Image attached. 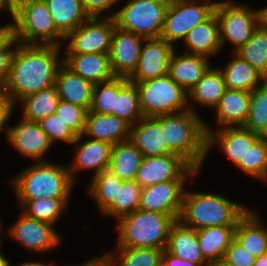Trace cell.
Returning <instances> with one entry per match:
<instances>
[{"mask_svg": "<svg viewBox=\"0 0 267 266\" xmlns=\"http://www.w3.org/2000/svg\"><path fill=\"white\" fill-rule=\"evenodd\" d=\"M59 46L18 43L11 70L1 90L14 103L18 99L55 85Z\"/></svg>", "mask_w": 267, "mask_h": 266, "instance_id": "1", "label": "cell"}, {"mask_svg": "<svg viewBox=\"0 0 267 266\" xmlns=\"http://www.w3.org/2000/svg\"><path fill=\"white\" fill-rule=\"evenodd\" d=\"M204 125L191 109L164 115V136L169 150L181 156L197 171L207 154Z\"/></svg>", "mask_w": 267, "mask_h": 266, "instance_id": "2", "label": "cell"}, {"mask_svg": "<svg viewBox=\"0 0 267 266\" xmlns=\"http://www.w3.org/2000/svg\"><path fill=\"white\" fill-rule=\"evenodd\" d=\"M247 211L244 206L221 195L185 192L178 220L195 230L211 226H236Z\"/></svg>", "mask_w": 267, "mask_h": 266, "instance_id": "3", "label": "cell"}, {"mask_svg": "<svg viewBox=\"0 0 267 266\" xmlns=\"http://www.w3.org/2000/svg\"><path fill=\"white\" fill-rule=\"evenodd\" d=\"M19 201L69 198L74 181L68 167L37 161L11 181Z\"/></svg>", "mask_w": 267, "mask_h": 266, "instance_id": "4", "label": "cell"}, {"mask_svg": "<svg viewBox=\"0 0 267 266\" xmlns=\"http://www.w3.org/2000/svg\"><path fill=\"white\" fill-rule=\"evenodd\" d=\"M175 220L167 214L137 209L118 222V247L166 249Z\"/></svg>", "mask_w": 267, "mask_h": 266, "instance_id": "5", "label": "cell"}, {"mask_svg": "<svg viewBox=\"0 0 267 266\" xmlns=\"http://www.w3.org/2000/svg\"><path fill=\"white\" fill-rule=\"evenodd\" d=\"M12 35L22 44L55 45L56 39L65 36L56 28L50 10L44 0H33L21 5L11 24Z\"/></svg>", "mask_w": 267, "mask_h": 266, "instance_id": "6", "label": "cell"}, {"mask_svg": "<svg viewBox=\"0 0 267 266\" xmlns=\"http://www.w3.org/2000/svg\"><path fill=\"white\" fill-rule=\"evenodd\" d=\"M135 84L139 92L143 117L175 114L187 109L193 110L192 107L186 106L188 92L168 74Z\"/></svg>", "mask_w": 267, "mask_h": 266, "instance_id": "7", "label": "cell"}, {"mask_svg": "<svg viewBox=\"0 0 267 266\" xmlns=\"http://www.w3.org/2000/svg\"><path fill=\"white\" fill-rule=\"evenodd\" d=\"M169 3V0H130L111 17L119 29L145 39L159 38Z\"/></svg>", "mask_w": 267, "mask_h": 266, "instance_id": "8", "label": "cell"}, {"mask_svg": "<svg viewBox=\"0 0 267 266\" xmlns=\"http://www.w3.org/2000/svg\"><path fill=\"white\" fill-rule=\"evenodd\" d=\"M242 5H234L231 1L216 3L214 12L218 20L221 47L227 39L235 45V51L238 50L262 23V9L254 12Z\"/></svg>", "mask_w": 267, "mask_h": 266, "instance_id": "9", "label": "cell"}, {"mask_svg": "<svg viewBox=\"0 0 267 266\" xmlns=\"http://www.w3.org/2000/svg\"><path fill=\"white\" fill-rule=\"evenodd\" d=\"M209 1L206 0L202 5H196V0L170 1L160 37L172 45L179 39H185L193 27L203 23L214 13L216 3Z\"/></svg>", "mask_w": 267, "mask_h": 266, "instance_id": "10", "label": "cell"}, {"mask_svg": "<svg viewBox=\"0 0 267 266\" xmlns=\"http://www.w3.org/2000/svg\"><path fill=\"white\" fill-rule=\"evenodd\" d=\"M86 22V23H85ZM116 23L113 17H90L65 38H70L66 53L109 54Z\"/></svg>", "mask_w": 267, "mask_h": 266, "instance_id": "11", "label": "cell"}, {"mask_svg": "<svg viewBox=\"0 0 267 266\" xmlns=\"http://www.w3.org/2000/svg\"><path fill=\"white\" fill-rule=\"evenodd\" d=\"M197 170L177 154L143 157L135 181L141 188L170 180H186Z\"/></svg>", "mask_w": 267, "mask_h": 266, "instance_id": "12", "label": "cell"}, {"mask_svg": "<svg viewBox=\"0 0 267 266\" xmlns=\"http://www.w3.org/2000/svg\"><path fill=\"white\" fill-rule=\"evenodd\" d=\"M185 180H170L141 188L138 209L170 215L175 221L179 219Z\"/></svg>", "mask_w": 267, "mask_h": 266, "instance_id": "13", "label": "cell"}, {"mask_svg": "<svg viewBox=\"0 0 267 266\" xmlns=\"http://www.w3.org/2000/svg\"><path fill=\"white\" fill-rule=\"evenodd\" d=\"M144 42L147 44L141 47L137 67L128 78L132 83L168 74V64L174 52L173 45L161 37L145 39Z\"/></svg>", "mask_w": 267, "mask_h": 266, "instance_id": "14", "label": "cell"}, {"mask_svg": "<svg viewBox=\"0 0 267 266\" xmlns=\"http://www.w3.org/2000/svg\"><path fill=\"white\" fill-rule=\"evenodd\" d=\"M144 40V37L133 32L115 28L109 52L110 65L115 77L128 79L133 74L140 56L141 42Z\"/></svg>", "mask_w": 267, "mask_h": 266, "instance_id": "15", "label": "cell"}, {"mask_svg": "<svg viewBox=\"0 0 267 266\" xmlns=\"http://www.w3.org/2000/svg\"><path fill=\"white\" fill-rule=\"evenodd\" d=\"M27 248L37 252H46L60 243L61 236L53 229V225L39 221L21 213L20 219L8 231Z\"/></svg>", "mask_w": 267, "mask_h": 266, "instance_id": "16", "label": "cell"}, {"mask_svg": "<svg viewBox=\"0 0 267 266\" xmlns=\"http://www.w3.org/2000/svg\"><path fill=\"white\" fill-rule=\"evenodd\" d=\"M136 124L131 125L129 140L143 157L173 154L165 143L164 115L143 117Z\"/></svg>", "mask_w": 267, "mask_h": 266, "instance_id": "17", "label": "cell"}, {"mask_svg": "<svg viewBox=\"0 0 267 266\" xmlns=\"http://www.w3.org/2000/svg\"><path fill=\"white\" fill-rule=\"evenodd\" d=\"M6 130L8 140L17 151L29 158L37 159L38 162L46 161L42 157L52 143L39 123L22 119L17 126Z\"/></svg>", "mask_w": 267, "mask_h": 266, "instance_id": "18", "label": "cell"}, {"mask_svg": "<svg viewBox=\"0 0 267 266\" xmlns=\"http://www.w3.org/2000/svg\"><path fill=\"white\" fill-rule=\"evenodd\" d=\"M204 126L207 134V153L211 146L218 141L222 151L235 165L238 162H244V156L248 148L260 137V135L242 126L224 127L216 134L212 133L213 130H210L207 125Z\"/></svg>", "mask_w": 267, "mask_h": 266, "instance_id": "19", "label": "cell"}, {"mask_svg": "<svg viewBox=\"0 0 267 266\" xmlns=\"http://www.w3.org/2000/svg\"><path fill=\"white\" fill-rule=\"evenodd\" d=\"M55 86L60 100L89 111L92 103L93 83L83 79L62 63L57 70Z\"/></svg>", "mask_w": 267, "mask_h": 266, "instance_id": "20", "label": "cell"}, {"mask_svg": "<svg viewBox=\"0 0 267 266\" xmlns=\"http://www.w3.org/2000/svg\"><path fill=\"white\" fill-rule=\"evenodd\" d=\"M63 63L74 73L93 84L106 82L115 76L110 65L109 54L65 53Z\"/></svg>", "mask_w": 267, "mask_h": 266, "instance_id": "21", "label": "cell"}, {"mask_svg": "<svg viewBox=\"0 0 267 266\" xmlns=\"http://www.w3.org/2000/svg\"><path fill=\"white\" fill-rule=\"evenodd\" d=\"M131 125L125 120L111 114H100L88 111L82 135L92 136L94 140H102L112 145L130 139Z\"/></svg>", "mask_w": 267, "mask_h": 266, "instance_id": "22", "label": "cell"}, {"mask_svg": "<svg viewBox=\"0 0 267 266\" xmlns=\"http://www.w3.org/2000/svg\"><path fill=\"white\" fill-rule=\"evenodd\" d=\"M166 250L185 261L200 266H211L203 257L197 239V230L183 225L176 220L170 227Z\"/></svg>", "mask_w": 267, "mask_h": 266, "instance_id": "23", "label": "cell"}, {"mask_svg": "<svg viewBox=\"0 0 267 266\" xmlns=\"http://www.w3.org/2000/svg\"><path fill=\"white\" fill-rule=\"evenodd\" d=\"M209 68L208 59L203 56L187 52L178 56L173 52L168 64V75L189 92Z\"/></svg>", "mask_w": 267, "mask_h": 266, "instance_id": "24", "label": "cell"}, {"mask_svg": "<svg viewBox=\"0 0 267 266\" xmlns=\"http://www.w3.org/2000/svg\"><path fill=\"white\" fill-rule=\"evenodd\" d=\"M186 52L209 58L220 50L219 26L214 12L207 20L193 27L184 39ZM211 54V55H210Z\"/></svg>", "mask_w": 267, "mask_h": 266, "instance_id": "25", "label": "cell"}, {"mask_svg": "<svg viewBox=\"0 0 267 266\" xmlns=\"http://www.w3.org/2000/svg\"><path fill=\"white\" fill-rule=\"evenodd\" d=\"M112 144L102 140L90 139L82 142L76 152L73 168L68 167L70 176L74 182L73 170L94 169V176L107 170L110 164Z\"/></svg>", "mask_w": 267, "mask_h": 266, "instance_id": "26", "label": "cell"}, {"mask_svg": "<svg viewBox=\"0 0 267 266\" xmlns=\"http://www.w3.org/2000/svg\"><path fill=\"white\" fill-rule=\"evenodd\" d=\"M250 92L226 89L216 108L217 122L223 127L243 126L248 117Z\"/></svg>", "mask_w": 267, "mask_h": 266, "instance_id": "27", "label": "cell"}, {"mask_svg": "<svg viewBox=\"0 0 267 266\" xmlns=\"http://www.w3.org/2000/svg\"><path fill=\"white\" fill-rule=\"evenodd\" d=\"M235 227L211 226L197 230L199 247L210 265L222 262L226 249L234 239Z\"/></svg>", "mask_w": 267, "mask_h": 266, "instance_id": "28", "label": "cell"}, {"mask_svg": "<svg viewBox=\"0 0 267 266\" xmlns=\"http://www.w3.org/2000/svg\"><path fill=\"white\" fill-rule=\"evenodd\" d=\"M258 217L247 211L237 222L234 239L255 258L267 253V230L261 227Z\"/></svg>", "mask_w": 267, "mask_h": 266, "instance_id": "29", "label": "cell"}, {"mask_svg": "<svg viewBox=\"0 0 267 266\" xmlns=\"http://www.w3.org/2000/svg\"><path fill=\"white\" fill-rule=\"evenodd\" d=\"M143 156L130 141H121L112 145L108 170L123 181H133Z\"/></svg>", "mask_w": 267, "mask_h": 266, "instance_id": "30", "label": "cell"}, {"mask_svg": "<svg viewBox=\"0 0 267 266\" xmlns=\"http://www.w3.org/2000/svg\"><path fill=\"white\" fill-rule=\"evenodd\" d=\"M56 28L66 37L90 16L81 0H44Z\"/></svg>", "mask_w": 267, "mask_h": 266, "instance_id": "31", "label": "cell"}, {"mask_svg": "<svg viewBox=\"0 0 267 266\" xmlns=\"http://www.w3.org/2000/svg\"><path fill=\"white\" fill-rule=\"evenodd\" d=\"M234 56L222 72L226 89L252 92L258 87L259 81L264 82L266 78L236 53Z\"/></svg>", "mask_w": 267, "mask_h": 266, "instance_id": "32", "label": "cell"}, {"mask_svg": "<svg viewBox=\"0 0 267 266\" xmlns=\"http://www.w3.org/2000/svg\"><path fill=\"white\" fill-rule=\"evenodd\" d=\"M112 115L130 125L143 118L137 86L127 78L118 77V95L115 96V111H112Z\"/></svg>", "mask_w": 267, "mask_h": 266, "instance_id": "33", "label": "cell"}, {"mask_svg": "<svg viewBox=\"0 0 267 266\" xmlns=\"http://www.w3.org/2000/svg\"><path fill=\"white\" fill-rule=\"evenodd\" d=\"M59 101L55 85L29 94L21 99L24 106L23 119L38 123L48 115L55 113Z\"/></svg>", "mask_w": 267, "mask_h": 266, "instance_id": "34", "label": "cell"}, {"mask_svg": "<svg viewBox=\"0 0 267 266\" xmlns=\"http://www.w3.org/2000/svg\"><path fill=\"white\" fill-rule=\"evenodd\" d=\"M226 90L224 77L220 69H208L198 83L188 92L189 97L206 106H217Z\"/></svg>", "mask_w": 267, "mask_h": 266, "instance_id": "35", "label": "cell"}, {"mask_svg": "<svg viewBox=\"0 0 267 266\" xmlns=\"http://www.w3.org/2000/svg\"><path fill=\"white\" fill-rule=\"evenodd\" d=\"M234 53L247 61L267 79V27L263 23L253 32L251 38Z\"/></svg>", "mask_w": 267, "mask_h": 266, "instance_id": "36", "label": "cell"}, {"mask_svg": "<svg viewBox=\"0 0 267 266\" xmlns=\"http://www.w3.org/2000/svg\"><path fill=\"white\" fill-rule=\"evenodd\" d=\"M242 127L267 136V79L250 92L249 113Z\"/></svg>", "mask_w": 267, "mask_h": 266, "instance_id": "37", "label": "cell"}, {"mask_svg": "<svg viewBox=\"0 0 267 266\" xmlns=\"http://www.w3.org/2000/svg\"><path fill=\"white\" fill-rule=\"evenodd\" d=\"M117 249L114 253L106 254L113 266L117 261V254H120L121 258V261H118L119 266H162L163 249L140 247H117Z\"/></svg>", "mask_w": 267, "mask_h": 266, "instance_id": "38", "label": "cell"}, {"mask_svg": "<svg viewBox=\"0 0 267 266\" xmlns=\"http://www.w3.org/2000/svg\"><path fill=\"white\" fill-rule=\"evenodd\" d=\"M67 201L68 198H40L19 203L24 209L22 213L26 216L54 225L62 211L67 208Z\"/></svg>", "mask_w": 267, "mask_h": 266, "instance_id": "39", "label": "cell"}, {"mask_svg": "<svg viewBox=\"0 0 267 266\" xmlns=\"http://www.w3.org/2000/svg\"><path fill=\"white\" fill-rule=\"evenodd\" d=\"M141 187L135 181H124L118 184V193L114 202L103 212L118 219L128 215L139 208Z\"/></svg>", "mask_w": 267, "mask_h": 266, "instance_id": "40", "label": "cell"}, {"mask_svg": "<svg viewBox=\"0 0 267 266\" xmlns=\"http://www.w3.org/2000/svg\"><path fill=\"white\" fill-rule=\"evenodd\" d=\"M92 180L89 193L96 198L99 208L104 212L117 197L118 184H122L124 181L108 169L93 176Z\"/></svg>", "mask_w": 267, "mask_h": 266, "instance_id": "41", "label": "cell"}, {"mask_svg": "<svg viewBox=\"0 0 267 266\" xmlns=\"http://www.w3.org/2000/svg\"><path fill=\"white\" fill-rule=\"evenodd\" d=\"M246 174L253 177L267 179V137L260 136L244 156V162L236 164Z\"/></svg>", "mask_w": 267, "mask_h": 266, "instance_id": "42", "label": "cell"}, {"mask_svg": "<svg viewBox=\"0 0 267 266\" xmlns=\"http://www.w3.org/2000/svg\"><path fill=\"white\" fill-rule=\"evenodd\" d=\"M117 95L118 77H114L106 82L94 84L92 103L89 111L112 115V111H115V96Z\"/></svg>", "mask_w": 267, "mask_h": 266, "instance_id": "43", "label": "cell"}, {"mask_svg": "<svg viewBox=\"0 0 267 266\" xmlns=\"http://www.w3.org/2000/svg\"><path fill=\"white\" fill-rule=\"evenodd\" d=\"M38 123L41 126V129L47 134L52 144L56 139L63 140L67 143H76L79 142L83 136H77L68 126H66L56 113L48 115Z\"/></svg>", "mask_w": 267, "mask_h": 266, "instance_id": "44", "label": "cell"}, {"mask_svg": "<svg viewBox=\"0 0 267 266\" xmlns=\"http://www.w3.org/2000/svg\"><path fill=\"white\" fill-rule=\"evenodd\" d=\"M55 113L77 136L82 135L87 114L83 107L60 100Z\"/></svg>", "mask_w": 267, "mask_h": 266, "instance_id": "45", "label": "cell"}, {"mask_svg": "<svg viewBox=\"0 0 267 266\" xmlns=\"http://www.w3.org/2000/svg\"><path fill=\"white\" fill-rule=\"evenodd\" d=\"M254 261L255 257L237 240L233 239L226 249L221 263L225 266H253Z\"/></svg>", "mask_w": 267, "mask_h": 266, "instance_id": "46", "label": "cell"}, {"mask_svg": "<svg viewBox=\"0 0 267 266\" xmlns=\"http://www.w3.org/2000/svg\"><path fill=\"white\" fill-rule=\"evenodd\" d=\"M17 39L11 34L1 45H0V89L7 81L14 54L16 50L9 49Z\"/></svg>", "mask_w": 267, "mask_h": 266, "instance_id": "47", "label": "cell"}, {"mask_svg": "<svg viewBox=\"0 0 267 266\" xmlns=\"http://www.w3.org/2000/svg\"><path fill=\"white\" fill-rule=\"evenodd\" d=\"M81 2L90 17H98L101 12L114 5L118 0H81Z\"/></svg>", "mask_w": 267, "mask_h": 266, "instance_id": "48", "label": "cell"}, {"mask_svg": "<svg viewBox=\"0 0 267 266\" xmlns=\"http://www.w3.org/2000/svg\"><path fill=\"white\" fill-rule=\"evenodd\" d=\"M14 104L15 103H13L0 89V130H2L7 121L10 119Z\"/></svg>", "mask_w": 267, "mask_h": 266, "instance_id": "49", "label": "cell"}, {"mask_svg": "<svg viewBox=\"0 0 267 266\" xmlns=\"http://www.w3.org/2000/svg\"><path fill=\"white\" fill-rule=\"evenodd\" d=\"M162 266H200L197 263L185 261L169 253L166 249L162 252Z\"/></svg>", "mask_w": 267, "mask_h": 266, "instance_id": "50", "label": "cell"}, {"mask_svg": "<svg viewBox=\"0 0 267 266\" xmlns=\"http://www.w3.org/2000/svg\"><path fill=\"white\" fill-rule=\"evenodd\" d=\"M80 266H113L107 255L99 256L98 258H94L89 260L87 263H83Z\"/></svg>", "mask_w": 267, "mask_h": 266, "instance_id": "51", "label": "cell"}, {"mask_svg": "<svg viewBox=\"0 0 267 266\" xmlns=\"http://www.w3.org/2000/svg\"><path fill=\"white\" fill-rule=\"evenodd\" d=\"M12 34L11 24L0 27V45Z\"/></svg>", "mask_w": 267, "mask_h": 266, "instance_id": "52", "label": "cell"}, {"mask_svg": "<svg viewBox=\"0 0 267 266\" xmlns=\"http://www.w3.org/2000/svg\"><path fill=\"white\" fill-rule=\"evenodd\" d=\"M3 7H6L7 10L10 12L12 15L13 19L16 14V9L12 6V3L10 0H0V10L3 9Z\"/></svg>", "mask_w": 267, "mask_h": 266, "instance_id": "53", "label": "cell"}, {"mask_svg": "<svg viewBox=\"0 0 267 266\" xmlns=\"http://www.w3.org/2000/svg\"><path fill=\"white\" fill-rule=\"evenodd\" d=\"M253 266H267V253L255 258Z\"/></svg>", "mask_w": 267, "mask_h": 266, "instance_id": "54", "label": "cell"}, {"mask_svg": "<svg viewBox=\"0 0 267 266\" xmlns=\"http://www.w3.org/2000/svg\"><path fill=\"white\" fill-rule=\"evenodd\" d=\"M12 3V6L17 10L21 5L31 2L33 0H10Z\"/></svg>", "mask_w": 267, "mask_h": 266, "instance_id": "55", "label": "cell"}, {"mask_svg": "<svg viewBox=\"0 0 267 266\" xmlns=\"http://www.w3.org/2000/svg\"><path fill=\"white\" fill-rule=\"evenodd\" d=\"M262 23L267 27V7L262 9Z\"/></svg>", "mask_w": 267, "mask_h": 266, "instance_id": "56", "label": "cell"}, {"mask_svg": "<svg viewBox=\"0 0 267 266\" xmlns=\"http://www.w3.org/2000/svg\"><path fill=\"white\" fill-rule=\"evenodd\" d=\"M9 263L10 262L7 259H5V257H3V255L0 252V266H9L10 265Z\"/></svg>", "mask_w": 267, "mask_h": 266, "instance_id": "57", "label": "cell"}, {"mask_svg": "<svg viewBox=\"0 0 267 266\" xmlns=\"http://www.w3.org/2000/svg\"><path fill=\"white\" fill-rule=\"evenodd\" d=\"M19 266H48V265L43 264V263H36V262L30 263V262H28V263H25V264H21Z\"/></svg>", "mask_w": 267, "mask_h": 266, "instance_id": "58", "label": "cell"}, {"mask_svg": "<svg viewBox=\"0 0 267 266\" xmlns=\"http://www.w3.org/2000/svg\"><path fill=\"white\" fill-rule=\"evenodd\" d=\"M211 266H225V265H223V264L220 262V263H217V264H214V265H211Z\"/></svg>", "mask_w": 267, "mask_h": 266, "instance_id": "59", "label": "cell"}]
</instances>
